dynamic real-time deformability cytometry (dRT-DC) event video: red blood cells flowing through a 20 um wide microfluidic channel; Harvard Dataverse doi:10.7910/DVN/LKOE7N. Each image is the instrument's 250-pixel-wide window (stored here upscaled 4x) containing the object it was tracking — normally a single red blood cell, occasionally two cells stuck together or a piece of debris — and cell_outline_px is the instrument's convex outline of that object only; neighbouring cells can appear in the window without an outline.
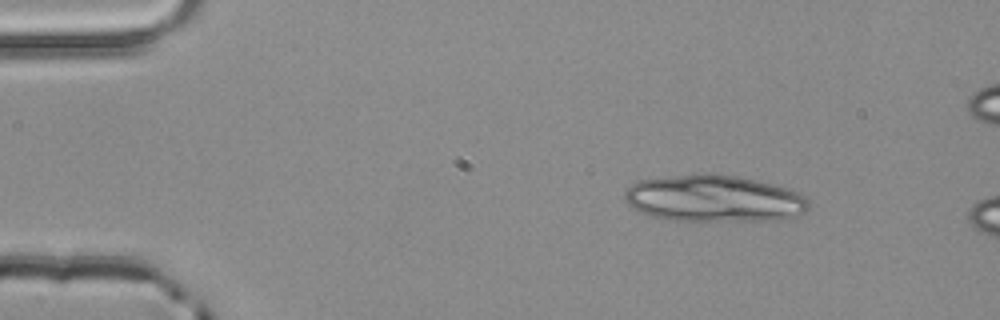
{"species": "common noctule bat (a hibernating species)", "species_latin": "Nyctalus noctula", "temperature_condition": "room temperature", "stored_images_in_passage": 3, "camera_frame_rate_fps": 3000, "um_per_image_px": 0.085, "animal": {"sex": "male", "body_mass_g": 20.4}, "frame": {"image": 1, "passage_image": 1, "time_ms": 0.0, "image_size_px": [1000, 320], "cell_outline_px": [[808, 208], [804, 212], [792, 216], [776, 220], [668, 220], [652, 216], [640, 212], [632, 208], [624, 200], [624, 192], [632, 184], [640, 180], [692, 172], [708, 172], [740, 176], [756, 180], [784, 188], [796, 192], [804, 196], [808, 200]], "centroid_in_image_um": [60.62, 16.85], "position_along_channel_um": 24.4, "area_um2": 50.34}}